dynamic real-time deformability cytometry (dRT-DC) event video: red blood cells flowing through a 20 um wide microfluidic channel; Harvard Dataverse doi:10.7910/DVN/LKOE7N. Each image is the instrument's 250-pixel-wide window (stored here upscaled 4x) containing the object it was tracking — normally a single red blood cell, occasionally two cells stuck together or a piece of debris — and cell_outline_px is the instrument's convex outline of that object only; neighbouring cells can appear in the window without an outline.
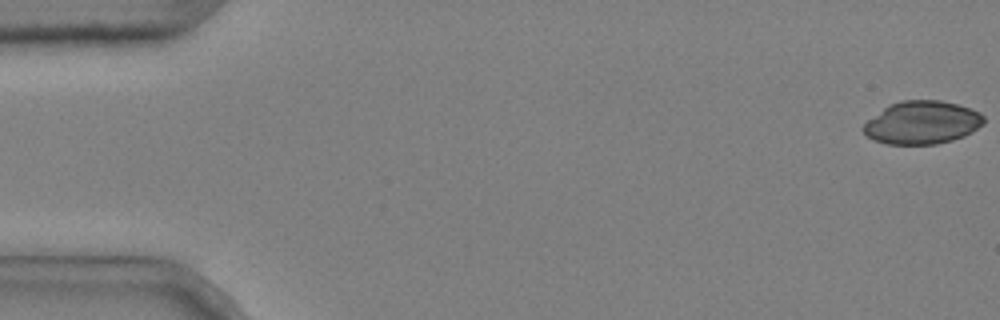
{"species": "common noctule bat (a hibernating species)", "species_latin": "Nyctalus noctula", "temperature_condition": "cold", "stored_images_in_passage": 50, "camera_frame_rate_fps": 3000, "um_per_image_px": 0.085, "animal": {"sex": "male", "body_mass_g": 20.4}, "frame": {"image": 1, "passage_image": 1, "time_ms": 0.0, "image_size_px": [1000, 320], "cell_outline_px": [[984, 124], [972, 132], [964, 136], [952, 140], [936, 144], [884, 144], [872, 140], [860, 128], [868, 120], [884, 108], [900, 100], [940, 100], [956, 104], [980, 112], [984, 116]], "centroid_in_image_um": [78.38, 10.43], "position_along_channel_um": 6.6, "area_um2": 30.17}}
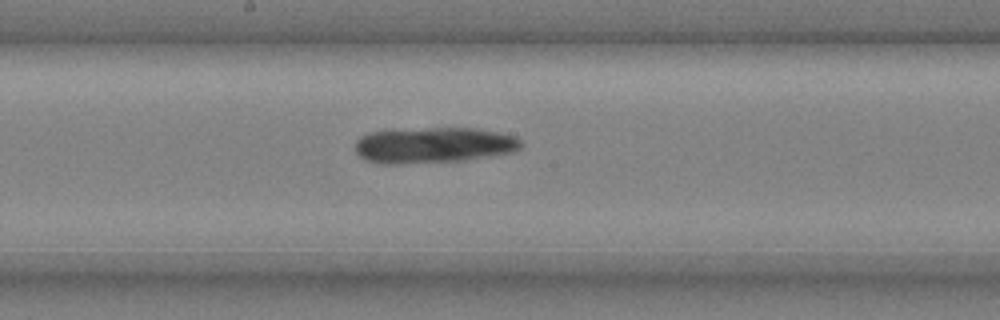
{"frame": {"image": 2, "passage_image": 29, "time_ms": 9.333, "image_size_px": [1000, 320], "cell_outline_px": [[524, 148], [512, 152], [464, 160], [396, 164], [384, 164], [364, 160], [356, 152], [356, 140], [360, 136], [368, 132], [428, 128], [476, 128], [500, 132], [516, 136], [524, 144]], "centroid_in_image_um": [36.89, 12.33], "position_along_channel_um": 211.3, "area_um2": 34.74}}
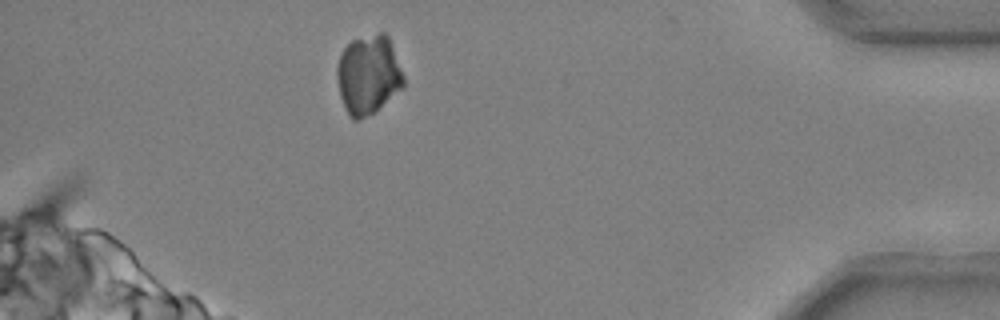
{"frame": {"image": 3, "passage_image": 48, "time_ms": 15.667, "image_size_px": [1000, 320], "cell_outline_px": [[404, 88], [372, 112], [356, 120], [352, 120], [340, 96], [336, 76], [336, 68], [340, 56], [344, 48], [352, 40], [380, 32], [384, 32], [388, 36], [404, 76]], "centroid_in_image_um": [31.31, 6.33], "position_along_channel_um": 403.9, "area_um2": 30.35}}